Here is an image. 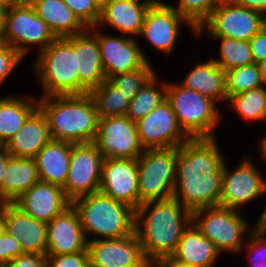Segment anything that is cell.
<instances>
[{
  "instance_id": "6da1fadb",
  "label": "cell",
  "mask_w": 266,
  "mask_h": 267,
  "mask_svg": "<svg viewBox=\"0 0 266 267\" xmlns=\"http://www.w3.org/2000/svg\"><path fill=\"white\" fill-rule=\"evenodd\" d=\"M215 138H190L177 148L173 198L191 213L219 206L224 159Z\"/></svg>"
},
{
  "instance_id": "7a4b0ae2",
  "label": "cell",
  "mask_w": 266,
  "mask_h": 267,
  "mask_svg": "<svg viewBox=\"0 0 266 267\" xmlns=\"http://www.w3.org/2000/svg\"><path fill=\"white\" fill-rule=\"evenodd\" d=\"M191 221L192 213L173 197L141 204L136 209L135 232L146 261L152 264L159 258L172 256Z\"/></svg>"
},
{
  "instance_id": "3957f363",
  "label": "cell",
  "mask_w": 266,
  "mask_h": 267,
  "mask_svg": "<svg viewBox=\"0 0 266 267\" xmlns=\"http://www.w3.org/2000/svg\"><path fill=\"white\" fill-rule=\"evenodd\" d=\"M38 107L46 116L51 139L70 143L94 142L99 118L89 92L43 96Z\"/></svg>"
},
{
  "instance_id": "277c9868",
  "label": "cell",
  "mask_w": 266,
  "mask_h": 267,
  "mask_svg": "<svg viewBox=\"0 0 266 267\" xmlns=\"http://www.w3.org/2000/svg\"><path fill=\"white\" fill-rule=\"evenodd\" d=\"M86 237L92 232L105 239L123 238L135 233L136 210L100 191L74 199Z\"/></svg>"
},
{
  "instance_id": "5b68a950",
  "label": "cell",
  "mask_w": 266,
  "mask_h": 267,
  "mask_svg": "<svg viewBox=\"0 0 266 267\" xmlns=\"http://www.w3.org/2000/svg\"><path fill=\"white\" fill-rule=\"evenodd\" d=\"M34 67L44 88L43 96L79 94L74 35L56 38L41 50Z\"/></svg>"
},
{
  "instance_id": "8992f818",
  "label": "cell",
  "mask_w": 266,
  "mask_h": 267,
  "mask_svg": "<svg viewBox=\"0 0 266 267\" xmlns=\"http://www.w3.org/2000/svg\"><path fill=\"white\" fill-rule=\"evenodd\" d=\"M176 160V147L146 149L137 158L139 206L173 197Z\"/></svg>"
},
{
  "instance_id": "52a82bcc",
  "label": "cell",
  "mask_w": 266,
  "mask_h": 267,
  "mask_svg": "<svg viewBox=\"0 0 266 267\" xmlns=\"http://www.w3.org/2000/svg\"><path fill=\"white\" fill-rule=\"evenodd\" d=\"M166 99L177 121L190 138H214L219 113L215 101L182 85L167 84Z\"/></svg>"
},
{
  "instance_id": "ba28073f",
  "label": "cell",
  "mask_w": 266,
  "mask_h": 267,
  "mask_svg": "<svg viewBox=\"0 0 266 267\" xmlns=\"http://www.w3.org/2000/svg\"><path fill=\"white\" fill-rule=\"evenodd\" d=\"M55 39L48 25L36 14L28 0H21L5 9L3 43L15 48L23 57L29 52L27 45L38 43L41 51Z\"/></svg>"
},
{
  "instance_id": "9c48e42d",
  "label": "cell",
  "mask_w": 266,
  "mask_h": 267,
  "mask_svg": "<svg viewBox=\"0 0 266 267\" xmlns=\"http://www.w3.org/2000/svg\"><path fill=\"white\" fill-rule=\"evenodd\" d=\"M235 211L231 208L213 206L192 212L193 223L203 236L214 243L219 253L222 250L240 251L243 247L241 235L247 230L248 223ZM202 214L205 215L203 220Z\"/></svg>"
},
{
  "instance_id": "30bf717a",
  "label": "cell",
  "mask_w": 266,
  "mask_h": 267,
  "mask_svg": "<svg viewBox=\"0 0 266 267\" xmlns=\"http://www.w3.org/2000/svg\"><path fill=\"white\" fill-rule=\"evenodd\" d=\"M208 29L213 37H226L249 41L266 26V15L234 4L231 0H222L210 17L197 30Z\"/></svg>"
},
{
  "instance_id": "8fae6325",
  "label": "cell",
  "mask_w": 266,
  "mask_h": 267,
  "mask_svg": "<svg viewBox=\"0 0 266 267\" xmlns=\"http://www.w3.org/2000/svg\"><path fill=\"white\" fill-rule=\"evenodd\" d=\"M103 160L94 142L71 143L70 167L62 187L71 202L99 191Z\"/></svg>"
},
{
  "instance_id": "7c38bea8",
  "label": "cell",
  "mask_w": 266,
  "mask_h": 267,
  "mask_svg": "<svg viewBox=\"0 0 266 267\" xmlns=\"http://www.w3.org/2000/svg\"><path fill=\"white\" fill-rule=\"evenodd\" d=\"M94 143L104 159H136L144 152L136 122L127 116L99 118Z\"/></svg>"
},
{
  "instance_id": "4fadbf2b",
  "label": "cell",
  "mask_w": 266,
  "mask_h": 267,
  "mask_svg": "<svg viewBox=\"0 0 266 267\" xmlns=\"http://www.w3.org/2000/svg\"><path fill=\"white\" fill-rule=\"evenodd\" d=\"M139 140L146 149L178 148L190 139L180 127L170 102L165 99L136 122Z\"/></svg>"
},
{
  "instance_id": "5bb4252c",
  "label": "cell",
  "mask_w": 266,
  "mask_h": 267,
  "mask_svg": "<svg viewBox=\"0 0 266 267\" xmlns=\"http://www.w3.org/2000/svg\"><path fill=\"white\" fill-rule=\"evenodd\" d=\"M91 267H150L136 232L117 239H87Z\"/></svg>"
},
{
  "instance_id": "9a60e30c",
  "label": "cell",
  "mask_w": 266,
  "mask_h": 267,
  "mask_svg": "<svg viewBox=\"0 0 266 267\" xmlns=\"http://www.w3.org/2000/svg\"><path fill=\"white\" fill-rule=\"evenodd\" d=\"M99 191L136 210L139 207L137 158L104 159Z\"/></svg>"
},
{
  "instance_id": "2e32d148",
  "label": "cell",
  "mask_w": 266,
  "mask_h": 267,
  "mask_svg": "<svg viewBox=\"0 0 266 267\" xmlns=\"http://www.w3.org/2000/svg\"><path fill=\"white\" fill-rule=\"evenodd\" d=\"M100 49L101 60L105 77L109 80L112 76L131 72L143 68L148 59L145 57L137 42L132 37H112L94 32Z\"/></svg>"
},
{
  "instance_id": "e0dca14e",
  "label": "cell",
  "mask_w": 266,
  "mask_h": 267,
  "mask_svg": "<svg viewBox=\"0 0 266 267\" xmlns=\"http://www.w3.org/2000/svg\"><path fill=\"white\" fill-rule=\"evenodd\" d=\"M249 160L244 159L233 173L228 171L224 163L219 206L237 209L266 192V180Z\"/></svg>"
},
{
  "instance_id": "ac0fdd59",
  "label": "cell",
  "mask_w": 266,
  "mask_h": 267,
  "mask_svg": "<svg viewBox=\"0 0 266 267\" xmlns=\"http://www.w3.org/2000/svg\"><path fill=\"white\" fill-rule=\"evenodd\" d=\"M182 22H187L197 34V29L170 4L156 0L145 16L140 35L146 37L158 50L170 54Z\"/></svg>"
},
{
  "instance_id": "d6986e66",
  "label": "cell",
  "mask_w": 266,
  "mask_h": 267,
  "mask_svg": "<svg viewBox=\"0 0 266 267\" xmlns=\"http://www.w3.org/2000/svg\"><path fill=\"white\" fill-rule=\"evenodd\" d=\"M77 210L71 204L47 223L46 255L73 254L87 249Z\"/></svg>"
},
{
  "instance_id": "ffe728a7",
  "label": "cell",
  "mask_w": 266,
  "mask_h": 267,
  "mask_svg": "<svg viewBox=\"0 0 266 267\" xmlns=\"http://www.w3.org/2000/svg\"><path fill=\"white\" fill-rule=\"evenodd\" d=\"M13 203L24 213L46 223L71 205L62 187L41 181L31 186Z\"/></svg>"
},
{
  "instance_id": "44dd1931",
  "label": "cell",
  "mask_w": 266,
  "mask_h": 267,
  "mask_svg": "<svg viewBox=\"0 0 266 267\" xmlns=\"http://www.w3.org/2000/svg\"><path fill=\"white\" fill-rule=\"evenodd\" d=\"M5 231L20 243L24 253L46 255L47 223L24 213L14 203H5Z\"/></svg>"
},
{
  "instance_id": "7402d4cb",
  "label": "cell",
  "mask_w": 266,
  "mask_h": 267,
  "mask_svg": "<svg viewBox=\"0 0 266 267\" xmlns=\"http://www.w3.org/2000/svg\"><path fill=\"white\" fill-rule=\"evenodd\" d=\"M74 51L79 74V94H85L107 80L97 38L87 30L74 35Z\"/></svg>"
},
{
  "instance_id": "603a6c76",
  "label": "cell",
  "mask_w": 266,
  "mask_h": 267,
  "mask_svg": "<svg viewBox=\"0 0 266 267\" xmlns=\"http://www.w3.org/2000/svg\"><path fill=\"white\" fill-rule=\"evenodd\" d=\"M50 140L46 116L38 107L5 147L13 157L34 158Z\"/></svg>"
},
{
  "instance_id": "cb8c5ba5",
  "label": "cell",
  "mask_w": 266,
  "mask_h": 267,
  "mask_svg": "<svg viewBox=\"0 0 266 267\" xmlns=\"http://www.w3.org/2000/svg\"><path fill=\"white\" fill-rule=\"evenodd\" d=\"M156 0H112L101 10L98 25L107 23L121 33L140 35L145 16Z\"/></svg>"
},
{
  "instance_id": "d4e9b609",
  "label": "cell",
  "mask_w": 266,
  "mask_h": 267,
  "mask_svg": "<svg viewBox=\"0 0 266 267\" xmlns=\"http://www.w3.org/2000/svg\"><path fill=\"white\" fill-rule=\"evenodd\" d=\"M34 158L11 156L0 187V203H13L31 186L40 182Z\"/></svg>"
},
{
  "instance_id": "484cf974",
  "label": "cell",
  "mask_w": 266,
  "mask_h": 267,
  "mask_svg": "<svg viewBox=\"0 0 266 267\" xmlns=\"http://www.w3.org/2000/svg\"><path fill=\"white\" fill-rule=\"evenodd\" d=\"M71 143L51 139L34 157L41 182L65 185L70 167Z\"/></svg>"
},
{
  "instance_id": "4316f807",
  "label": "cell",
  "mask_w": 266,
  "mask_h": 267,
  "mask_svg": "<svg viewBox=\"0 0 266 267\" xmlns=\"http://www.w3.org/2000/svg\"><path fill=\"white\" fill-rule=\"evenodd\" d=\"M36 14L56 38L78 35L88 30L64 0H28Z\"/></svg>"
},
{
  "instance_id": "83f0119b",
  "label": "cell",
  "mask_w": 266,
  "mask_h": 267,
  "mask_svg": "<svg viewBox=\"0 0 266 267\" xmlns=\"http://www.w3.org/2000/svg\"><path fill=\"white\" fill-rule=\"evenodd\" d=\"M219 252L191 221L184 229L172 257L192 267H212Z\"/></svg>"
},
{
  "instance_id": "f1b7e54d",
  "label": "cell",
  "mask_w": 266,
  "mask_h": 267,
  "mask_svg": "<svg viewBox=\"0 0 266 267\" xmlns=\"http://www.w3.org/2000/svg\"><path fill=\"white\" fill-rule=\"evenodd\" d=\"M181 85L213 101L228 100L226 72L214 63L213 58L191 70Z\"/></svg>"
},
{
  "instance_id": "f546056e",
  "label": "cell",
  "mask_w": 266,
  "mask_h": 267,
  "mask_svg": "<svg viewBox=\"0 0 266 267\" xmlns=\"http://www.w3.org/2000/svg\"><path fill=\"white\" fill-rule=\"evenodd\" d=\"M32 101L36 102L33 99L26 102L16 96L0 99V146H5L38 108V103Z\"/></svg>"
},
{
  "instance_id": "4dcf8cb0",
  "label": "cell",
  "mask_w": 266,
  "mask_h": 267,
  "mask_svg": "<svg viewBox=\"0 0 266 267\" xmlns=\"http://www.w3.org/2000/svg\"><path fill=\"white\" fill-rule=\"evenodd\" d=\"M98 118L110 116H126L130 100L108 80L91 90Z\"/></svg>"
},
{
  "instance_id": "1f68e13d",
  "label": "cell",
  "mask_w": 266,
  "mask_h": 267,
  "mask_svg": "<svg viewBox=\"0 0 266 267\" xmlns=\"http://www.w3.org/2000/svg\"><path fill=\"white\" fill-rule=\"evenodd\" d=\"M155 73L144 83L135 97L130 101L126 116L133 122L147 116L163 100L166 99V83L163 84L162 92L155 86Z\"/></svg>"
},
{
  "instance_id": "d6a6232c",
  "label": "cell",
  "mask_w": 266,
  "mask_h": 267,
  "mask_svg": "<svg viewBox=\"0 0 266 267\" xmlns=\"http://www.w3.org/2000/svg\"><path fill=\"white\" fill-rule=\"evenodd\" d=\"M227 101L245 119H266V87H257L230 96Z\"/></svg>"
},
{
  "instance_id": "836d02e7",
  "label": "cell",
  "mask_w": 266,
  "mask_h": 267,
  "mask_svg": "<svg viewBox=\"0 0 266 267\" xmlns=\"http://www.w3.org/2000/svg\"><path fill=\"white\" fill-rule=\"evenodd\" d=\"M221 40L220 57L214 63L224 71L245 66L254 62L249 41L226 37H215ZM221 58V59H220Z\"/></svg>"
},
{
  "instance_id": "e575fe53",
  "label": "cell",
  "mask_w": 266,
  "mask_h": 267,
  "mask_svg": "<svg viewBox=\"0 0 266 267\" xmlns=\"http://www.w3.org/2000/svg\"><path fill=\"white\" fill-rule=\"evenodd\" d=\"M225 72L228 98L250 89L262 87L260 69L255 62Z\"/></svg>"
},
{
  "instance_id": "d590c367",
  "label": "cell",
  "mask_w": 266,
  "mask_h": 267,
  "mask_svg": "<svg viewBox=\"0 0 266 267\" xmlns=\"http://www.w3.org/2000/svg\"><path fill=\"white\" fill-rule=\"evenodd\" d=\"M221 1L222 0H179L177 8L171 7L198 30Z\"/></svg>"
},
{
  "instance_id": "8d00e7d4",
  "label": "cell",
  "mask_w": 266,
  "mask_h": 267,
  "mask_svg": "<svg viewBox=\"0 0 266 267\" xmlns=\"http://www.w3.org/2000/svg\"><path fill=\"white\" fill-rule=\"evenodd\" d=\"M154 73L148 62L141 69L112 76L108 81L131 101Z\"/></svg>"
},
{
  "instance_id": "74e56055",
  "label": "cell",
  "mask_w": 266,
  "mask_h": 267,
  "mask_svg": "<svg viewBox=\"0 0 266 267\" xmlns=\"http://www.w3.org/2000/svg\"><path fill=\"white\" fill-rule=\"evenodd\" d=\"M78 20L88 29L98 26L101 10L93 0H64Z\"/></svg>"
},
{
  "instance_id": "f35d334b",
  "label": "cell",
  "mask_w": 266,
  "mask_h": 267,
  "mask_svg": "<svg viewBox=\"0 0 266 267\" xmlns=\"http://www.w3.org/2000/svg\"><path fill=\"white\" fill-rule=\"evenodd\" d=\"M248 233H250L248 235L249 241L245 244H247L250 252V256L247 255L250 262L253 263L254 267H266V231L252 229V232Z\"/></svg>"
},
{
  "instance_id": "ab89813d",
  "label": "cell",
  "mask_w": 266,
  "mask_h": 267,
  "mask_svg": "<svg viewBox=\"0 0 266 267\" xmlns=\"http://www.w3.org/2000/svg\"><path fill=\"white\" fill-rule=\"evenodd\" d=\"M48 267H89V255L85 251L73 254L46 255Z\"/></svg>"
},
{
  "instance_id": "60d3db41",
  "label": "cell",
  "mask_w": 266,
  "mask_h": 267,
  "mask_svg": "<svg viewBox=\"0 0 266 267\" xmlns=\"http://www.w3.org/2000/svg\"><path fill=\"white\" fill-rule=\"evenodd\" d=\"M21 55L15 48L5 43H0V84L22 60Z\"/></svg>"
},
{
  "instance_id": "b9f144b4",
  "label": "cell",
  "mask_w": 266,
  "mask_h": 267,
  "mask_svg": "<svg viewBox=\"0 0 266 267\" xmlns=\"http://www.w3.org/2000/svg\"><path fill=\"white\" fill-rule=\"evenodd\" d=\"M23 253L20 243L13 236L6 231L0 236V267H5Z\"/></svg>"
},
{
  "instance_id": "7bdbcfd3",
  "label": "cell",
  "mask_w": 266,
  "mask_h": 267,
  "mask_svg": "<svg viewBox=\"0 0 266 267\" xmlns=\"http://www.w3.org/2000/svg\"><path fill=\"white\" fill-rule=\"evenodd\" d=\"M5 267H48L46 255L23 253L12 259Z\"/></svg>"
},
{
  "instance_id": "ee69618b",
  "label": "cell",
  "mask_w": 266,
  "mask_h": 267,
  "mask_svg": "<svg viewBox=\"0 0 266 267\" xmlns=\"http://www.w3.org/2000/svg\"><path fill=\"white\" fill-rule=\"evenodd\" d=\"M249 45L256 64L266 59V26L249 40Z\"/></svg>"
},
{
  "instance_id": "f6af8a7d",
  "label": "cell",
  "mask_w": 266,
  "mask_h": 267,
  "mask_svg": "<svg viewBox=\"0 0 266 267\" xmlns=\"http://www.w3.org/2000/svg\"><path fill=\"white\" fill-rule=\"evenodd\" d=\"M234 4L258 11L262 14L266 13V0H231Z\"/></svg>"
},
{
  "instance_id": "bcb514c9",
  "label": "cell",
  "mask_w": 266,
  "mask_h": 267,
  "mask_svg": "<svg viewBox=\"0 0 266 267\" xmlns=\"http://www.w3.org/2000/svg\"><path fill=\"white\" fill-rule=\"evenodd\" d=\"M150 267H192L189 266L187 263H183L178 261L172 256L162 257L155 260Z\"/></svg>"
},
{
  "instance_id": "7dc6e473",
  "label": "cell",
  "mask_w": 266,
  "mask_h": 267,
  "mask_svg": "<svg viewBox=\"0 0 266 267\" xmlns=\"http://www.w3.org/2000/svg\"><path fill=\"white\" fill-rule=\"evenodd\" d=\"M10 157L11 154L7 151L6 147L0 146V187Z\"/></svg>"
},
{
  "instance_id": "c3c4849f",
  "label": "cell",
  "mask_w": 266,
  "mask_h": 267,
  "mask_svg": "<svg viewBox=\"0 0 266 267\" xmlns=\"http://www.w3.org/2000/svg\"><path fill=\"white\" fill-rule=\"evenodd\" d=\"M256 224L257 225L254 227V229L260 231H266V206Z\"/></svg>"
},
{
  "instance_id": "681fc988",
  "label": "cell",
  "mask_w": 266,
  "mask_h": 267,
  "mask_svg": "<svg viewBox=\"0 0 266 267\" xmlns=\"http://www.w3.org/2000/svg\"><path fill=\"white\" fill-rule=\"evenodd\" d=\"M5 232V203H0V236Z\"/></svg>"
},
{
  "instance_id": "f907efd6",
  "label": "cell",
  "mask_w": 266,
  "mask_h": 267,
  "mask_svg": "<svg viewBox=\"0 0 266 267\" xmlns=\"http://www.w3.org/2000/svg\"><path fill=\"white\" fill-rule=\"evenodd\" d=\"M258 66L260 69L261 85L264 87V85H266V59L258 63Z\"/></svg>"
},
{
  "instance_id": "816d5d0a",
  "label": "cell",
  "mask_w": 266,
  "mask_h": 267,
  "mask_svg": "<svg viewBox=\"0 0 266 267\" xmlns=\"http://www.w3.org/2000/svg\"><path fill=\"white\" fill-rule=\"evenodd\" d=\"M5 24V9L0 7V43H3Z\"/></svg>"
},
{
  "instance_id": "f5cc1de1",
  "label": "cell",
  "mask_w": 266,
  "mask_h": 267,
  "mask_svg": "<svg viewBox=\"0 0 266 267\" xmlns=\"http://www.w3.org/2000/svg\"><path fill=\"white\" fill-rule=\"evenodd\" d=\"M21 0H0V7L8 9L12 5L19 3Z\"/></svg>"
},
{
  "instance_id": "db71d44e",
  "label": "cell",
  "mask_w": 266,
  "mask_h": 267,
  "mask_svg": "<svg viewBox=\"0 0 266 267\" xmlns=\"http://www.w3.org/2000/svg\"><path fill=\"white\" fill-rule=\"evenodd\" d=\"M96 6L102 10L106 5H108L112 0H93Z\"/></svg>"
},
{
  "instance_id": "11a10c76",
  "label": "cell",
  "mask_w": 266,
  "mask_h": 267,
  "mask_svg": "<svg viewBox=\"0 0 266 267\" xmlns=\"http://www.w3.org/2000/svg\"><path fill=\"white\" fill-rule=\"evenodd\" d=\"M261 148H262V154H263V157H265L264 159H266V137H264L262 140H261Z\"/></svg>"
}]
</instances>
